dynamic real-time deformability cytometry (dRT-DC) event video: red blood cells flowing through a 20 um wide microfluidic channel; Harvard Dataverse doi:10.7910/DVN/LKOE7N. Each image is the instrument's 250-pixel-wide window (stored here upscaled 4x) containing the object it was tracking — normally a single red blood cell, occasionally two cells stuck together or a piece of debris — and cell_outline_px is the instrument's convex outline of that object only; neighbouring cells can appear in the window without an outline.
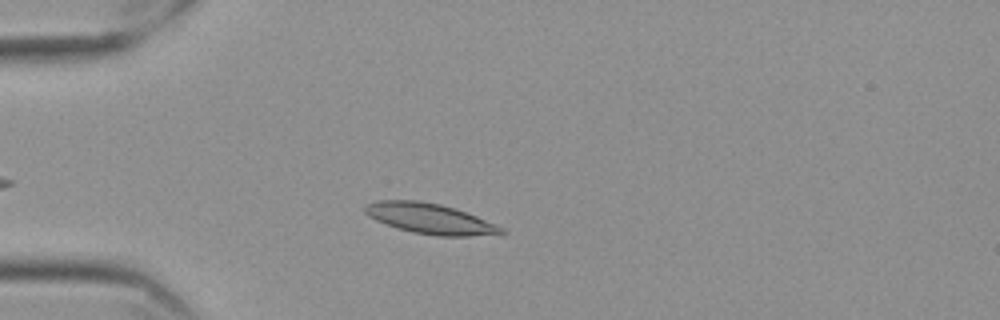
{"species": "Egyptian fruit bat (a non-hibernating species)", "species_latin": "Rousettus aegyptiacus", "temperature_condition": "cold", "stored_images_in_passage": 41, "camera_frame_rate_fps": 3000, "um_per_image_px": 0.085, "frame": {"image": 1, "passage_image": 11, "time_ms": 3.333, "image_size_px": [1000, 320], "cell_outline_px": [[508, 232], [500, 236], [436, 236], [412, 232], [396, 228], [376, 220], [368, 216], [364, 212], [364, 204], [376, 200], [416, 200], [440, 204], [456, 208], [496, 224], [504, 228]], "centroid_in_image_um": [36.6, 18.6], "position_along_channel_um": 48.4, "area_um2": 24.68}}
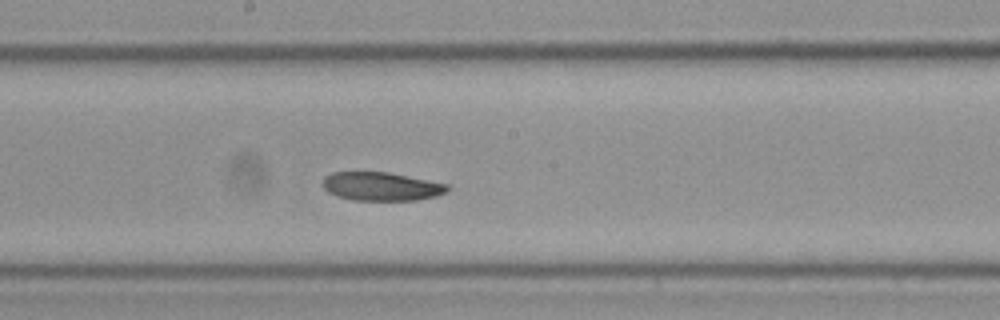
{"frame": {"image": 2, "passage_image": 27, "time_ms": 8.667, "image_size_px": [1000, 320], "cell_outline_px": [[452, 188], [448, 192], [436, 196], [416, 200], [352, 200], [336, 196], [328, 192], [324, 188], [324, 176], [332, 172], [388, 172], [448, 184]], "centroid_in_image_um": [32.44, 15.85], "position_along_channel_um": 215.8, "area_um2": 20.81}}
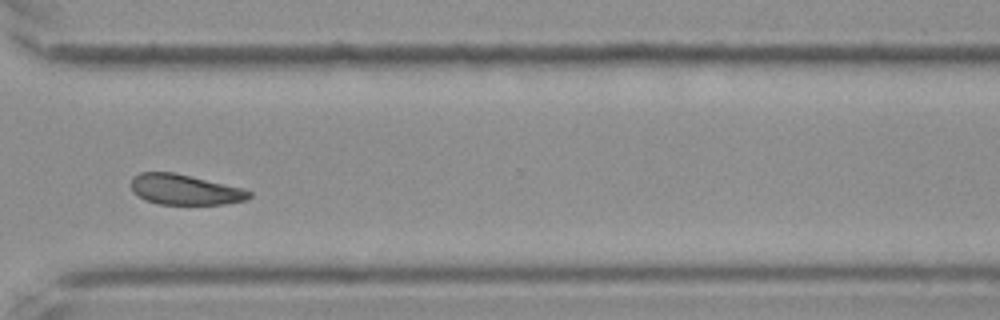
{"frame": {"image": 3, "passage_image": 39, "time_ms": 12.667, "image_size_px": [1000, 320], "cell_outline_px": [[252, 196], [248, 200], [224, 204], [160, 204], [144, 200], [132, 188], [132, 180], [140, 172], [172, 172], [244, 188], [252, 192]], "centroid_in_image_um": [15.78, 16.12], "position_along_channel_um": 354.8, "area_um2": 20.69}, "authors_computed_cell_mechanics": {"area_um2": 22.1374, "velocity_mm_per_s": 3.4728, "shape_relaxation_time_tau1_ms": 5.5534, "shape_relaxation_time_tau2_ms": null, "deformation_change_tau1": 0.1297, "deformation_change_tau2": null}}